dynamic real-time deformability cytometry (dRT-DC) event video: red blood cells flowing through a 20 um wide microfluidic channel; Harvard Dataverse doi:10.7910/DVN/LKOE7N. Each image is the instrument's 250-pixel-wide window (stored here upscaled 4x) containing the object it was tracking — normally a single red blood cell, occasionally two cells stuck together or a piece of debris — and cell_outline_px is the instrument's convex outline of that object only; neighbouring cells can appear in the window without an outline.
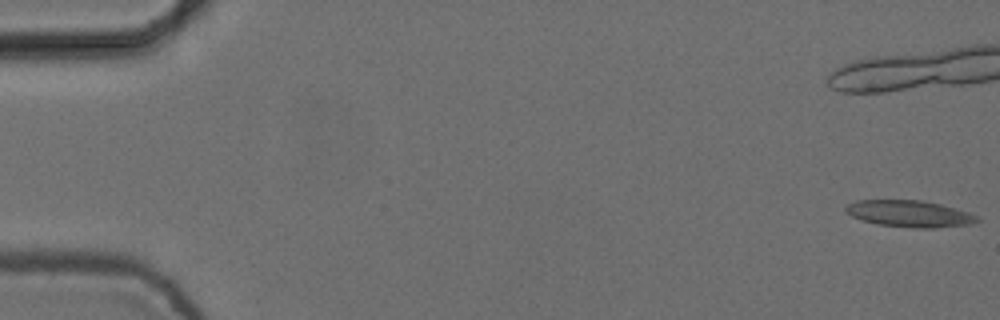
{"species": "common noctule bat (a hibernating species)", "species_latin": "Nyctalus noctula", "temperature_condition": "cold", "stored_images_in_passage": 7, "camera_frame_rate_fps": 3000, "um_per_image_px": 0.085, "animal": {"sex": "female", "body_mass_g": 24.6, "forearm_length_mm": 56.2}, "frame": {"image": 1, "passage_image": 1, "time_ms": 0.0, "image_size_px": [1000, 320], "cell_outline_px": [[980, 220], [968, 224], [936, 228], [912, 228], [880, 224], [864, 220], [852, 216], [844, 208], [848, 204], [856, 200], [920, 200], [940, 204], [968, 212], [976, 216]], "centroid_in_image_um": [77.3, 18.16], "position_along_channel_um": 7.7, "area_um2": 20.06}}